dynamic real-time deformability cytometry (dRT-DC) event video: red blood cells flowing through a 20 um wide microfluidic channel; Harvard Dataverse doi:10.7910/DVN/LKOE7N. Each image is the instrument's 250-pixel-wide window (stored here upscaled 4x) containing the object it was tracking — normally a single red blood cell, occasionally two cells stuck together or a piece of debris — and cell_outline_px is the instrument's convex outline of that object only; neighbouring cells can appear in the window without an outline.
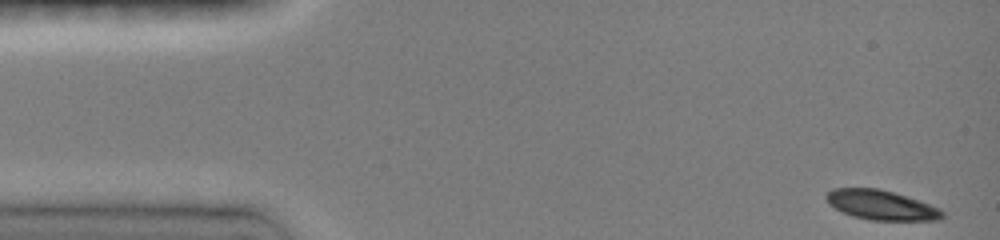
{"species": "common noctule bat (a hibernating species)", "species_latin": "Nyctalus noctula", "temperature_condition": "room temperature", "stored_images_in_passage": 43, "camera_frame_rate_fps": 3000, "um_per_image_px": 0.085, "animal": {"sex": "female", "body_mass_g": 19.0, "forearm_length_mm": 51.5}, "frame": {"image": 1, "passage_image": 1, "time_ms": 0.0, "image_size_px": [1000, 240], "cell_outline_px": [[944, 216], [940, 220], [872, 220], [852, 216], [828, 204], [824, 196], [832, 188], [880, 188], [940, 208], [944, 212]], "centroid_in_image_um": [74.88, 17.43], "position_along_channel_um": 10.1, "area_um2": 19.88}}
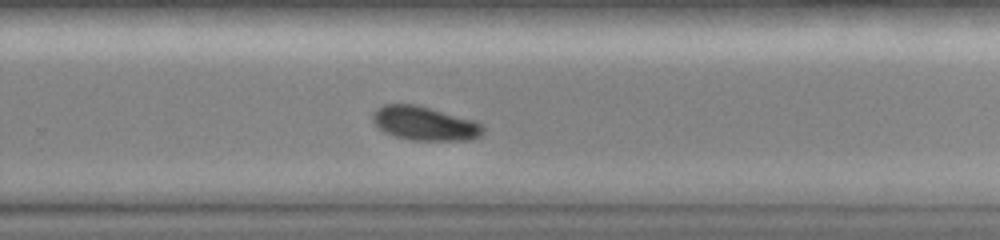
{"frame": {"image": 2, "passage_image": 30, "time_ms": 9.667, "image_size_px": [1000, 240], "cell_outline_px": [[484, 132], [480, 136], [472, 140], [412, 140], [396, 136], [384, 132], [372, 120], [372, 112], [376, 108], [384, 104], [416, 104], [476, 120], [484, 128]], "centroid_in_image_um": [36.11, 10.48], "position_along_channel_um": 293.7, "area_um2": 21.96}}
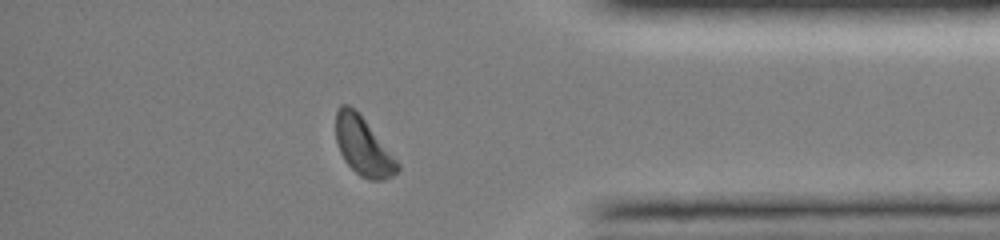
{"frame": {"image": 3, "passage_image": 39, "time_ms": 12.667, "image_size_px": [1000, 240], "cell_outline_px": [[400, 168], [392, 176], [384, 180], [368, 180], [360, 176], [344, 160], [340, 152], [336, 140], [336, 112], [340, 104], [348, 104], [364, 120], [400, 164]], "centroid_in_image_um": [30.85, 12.47], "position_along_channel_um": 404.3, "area_um2": 20.46}, "authors_computed_cell_mechanics": {"area_um2": 21.675, "velocity_mm_per_s": 4.0665, "shape_relaxation_time_tau1_ms": 2.5692, "shape_relaxation_time_tau2_ms": null, "deformation_change_tau1": 0.0831, "deformation_change_tau2": null}}